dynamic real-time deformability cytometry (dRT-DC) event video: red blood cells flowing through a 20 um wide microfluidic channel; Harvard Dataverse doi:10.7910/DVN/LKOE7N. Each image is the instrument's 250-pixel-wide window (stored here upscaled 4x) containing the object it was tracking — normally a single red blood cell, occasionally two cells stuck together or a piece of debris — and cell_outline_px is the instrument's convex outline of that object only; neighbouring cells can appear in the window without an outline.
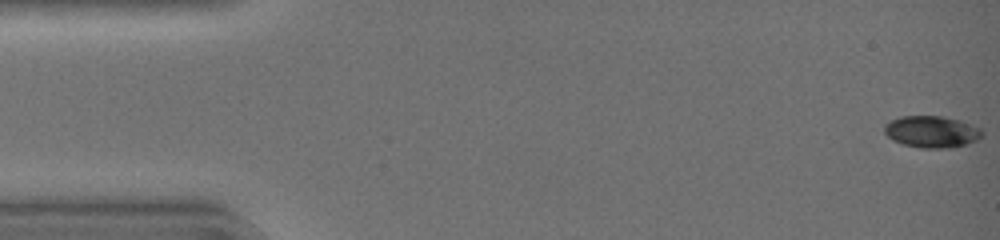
{"species": "common noctule bat (a hibernating species)", "species_latin": "Nyctalus noctula", "temperature_condition": "warm", "stored_images_in_passage": 44, "camera_frame_rate_fps": 3000, "um_per_image_px": 0.085, "animal": {"sex": "female", "body_mass_g": 19.0, "forearm_length_mm": 51.5}, "frame": {"image": 1, "passage_image": 1, "time_ms": 0.0, "image_size_px": [1000, 240], "cell_outline_px": [[984, 132], [976, 140], [968, 144], [952, 148], [920, 148], [904, 144], [892, 140], [884, 132], [884, 124], [900, 116], [940, 116], [960, 120], [980, 128]], "centroid_in_image_um": [79.19, 11.2], "position_along_channel_um": 5.8, "area_um2": 18.09}}
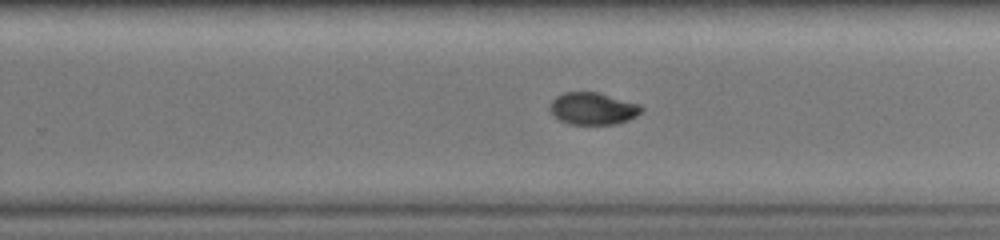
{"frame": {"image": 2, "passage_image": 29, "time_ms": 9.333, "image_size_px": [1000, 240], "cell_outline_px": [[644, 108], [636, 116], [628, 120], [616, 124], [568, 124], [560, 120], [548, 108], [552, 100], [556, 96], [564, 92], [596, 92], [640, 104]], "centroid_in_image_um": [50.39, 9.23], "position_along_channel_um": 279.4, "area_um2": 17.05}}
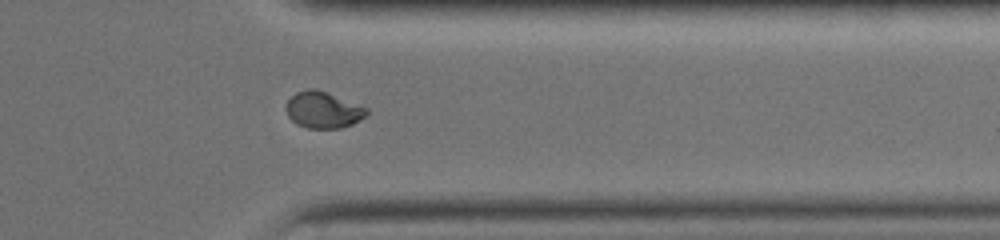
{"frame": {"image": 3, "passage_image": 36, "time_ms": 11.667, "image_size_px": [1000, 240], "cell_outline_px": [[368, 112], [364, 116], [352, 124], [340, 128], [308, 128], [296, 124], [288, 116], [284, 108], [288, 100], [296, 92], [308, 88], [316, 88], [368, 108]], "centroid_in_image_um": [27.42, 9.33], "position_along_channel_um": 384.0, "area_um2": 17.05}, "authors_computed_cell_mechanics": {"area_um2": 17.918, "velocity_mm_per_s": 4.4255, "shape_relaxation_time_tau1_ms": null, "shape_relaxation_time_tau2_ms": 0.815, "deformation_change_tau1": null, "deformation_change_tau2": 0.0228}}